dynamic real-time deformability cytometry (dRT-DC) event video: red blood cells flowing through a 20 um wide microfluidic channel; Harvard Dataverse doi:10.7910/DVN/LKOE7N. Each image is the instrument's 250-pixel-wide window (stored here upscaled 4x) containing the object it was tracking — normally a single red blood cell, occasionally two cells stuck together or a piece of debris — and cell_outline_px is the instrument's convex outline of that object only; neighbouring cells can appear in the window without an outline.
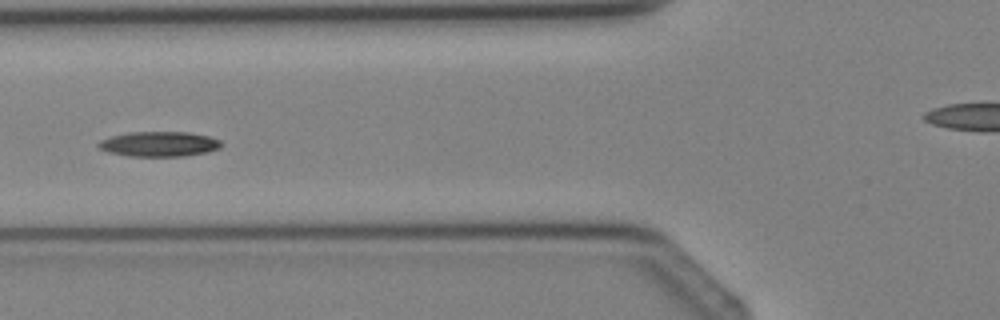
{"species": "Egyptian fruit bat (a non-hibernating species)", "species_latin": "Rousettus aegyptiacus", "temperature_condition": "cold", "stored_images_in_passage": 5, "camera_frame_rate_fps": 3000, "um_per_image_px": 0.085, "animal": {"sex": "female"}, "frame": {"image": 1, "passage_image": 5, "time_ms": 4.667, "image_size_px": [1000, 320], "cell_outline_px": [[224, 144], [220, 148], [208, 152], [184, 156], [128, 156], [108, 152], [100, 148], [96, 144], [100, 140], [112, 136], [128, 132], [188, 132], [208, 136], [220, 140]], "centroid_in_image_um": [13.54, 12.24], "position_along_channel_um": 112.3, "area_um2": 17.98}}